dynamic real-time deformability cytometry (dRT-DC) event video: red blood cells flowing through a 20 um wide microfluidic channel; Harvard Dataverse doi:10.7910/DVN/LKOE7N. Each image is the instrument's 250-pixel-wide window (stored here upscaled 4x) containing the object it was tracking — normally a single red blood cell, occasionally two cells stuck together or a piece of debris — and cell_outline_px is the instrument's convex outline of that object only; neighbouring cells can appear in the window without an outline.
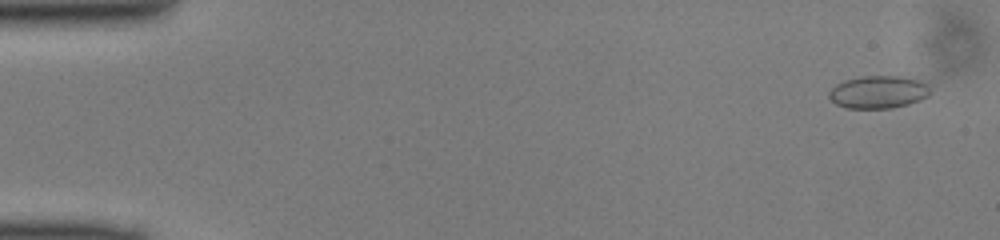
{"species": "common noctule bat (a hibernating species)", "species_latin": "Nyctalus noctula", "temperature_condition": "cold", "stored_images_in_passage": 47, "camera_frame_rate_fps": 3000, "um_per_image_px": 0.085, "animal": {"sex": "male", "body_mass_g": 13.0, "forearm_length_mm": 53.1}, "frame": {"image": 1, "passage_image": 3, "time_ms": 0.667, "image_size_px": [1000, 240], "cell_outline_px": [[932, 92], [928, 96], [920, 100], [908, 104], [892, 108], [844, 108], [836, 104], [828, 96], [828, 92], [836, 84], [844, 80], [860, 76], [896, 76], [916, 80], [924, 84]], "centroid_in_image_um": [74.61, 7.83], "position_along_channel_um": 10.4, "area_um2": 19.13}}
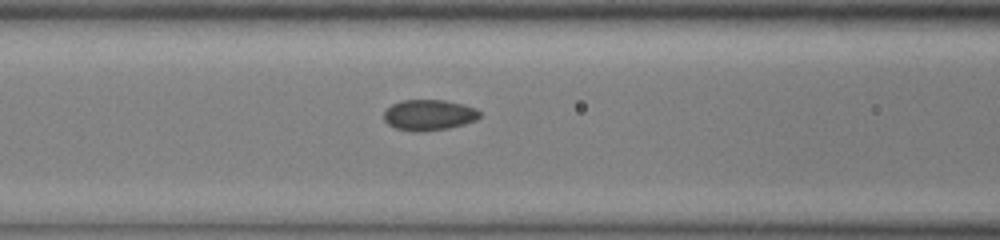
{"frame": {"image": 2, "passage_image": 21, "time_ms": 6.667, "image_size_px": [1000, 240], "cell_outline_px": [[480, 116], [476, 120], [464, 124], [448, 128], [420, 132], [416, 132], [396, 128], [388, 124], [384, 120], [384, 112], [392, 104], [400, 100], [444, 100], [464, 104], [476, 108], [480, 112]], "centroid_in_image_um": [36.46, 9.77], "position_along_channel_um": 130.1, "area_um2": 17.22}}
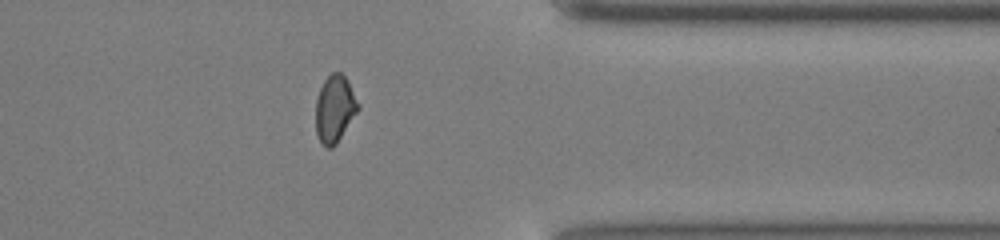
{"frame": {"image": 3, "passage_image": 40, "time_ms": 13.0, "image_size_px": [1000, 240], "cell_outline_px": [[360, 108], [336, 144], [332, 148], [328, 148], [320, 144], [316, 132], [316, 100], [320, 88], [324, 80], [332, 72], [340, 72], [348, 80], [360, 104]], "centroid_in_image_um": [28.46, 9.26], "position_along_channel_um": 382.9, "area_um2": 16.7}}